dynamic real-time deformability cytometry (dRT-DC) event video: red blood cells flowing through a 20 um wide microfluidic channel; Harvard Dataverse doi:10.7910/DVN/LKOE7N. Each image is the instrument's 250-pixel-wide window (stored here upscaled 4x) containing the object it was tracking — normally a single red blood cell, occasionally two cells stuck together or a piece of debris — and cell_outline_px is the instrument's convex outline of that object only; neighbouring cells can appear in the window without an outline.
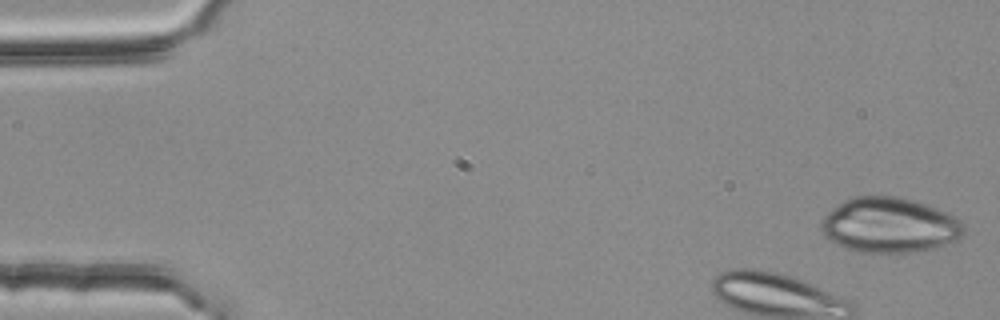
{"species": "common noctule bat (a hibernating species)", "species_latin": "Nyctalus noctula", "temperature_condition": "room temperature", "stored_images_in_passage": 45, "segment_of_instrument_passage": [1, 2], "camera_frame_rate_fps": 3000, "um_per_image_px": 0.085, "animal": {"sex": "female", "body_mass_g": 25.1}, "frame": {"image": 1, "passage_image": 1, "time_ms": 0.0, "image_size_px": [1000, 320], "cell_outline_px": [[964, 236], [956, 240], [936, 248], [908, 252], [856, 252], [844, 248], [836, 244], [824, 236], [820, 228], [820, 220], [832, 208], [844, 200], [852, 196], [900, 196], [916, 200], [936, 208], [960, 220], [964, 224]], "centroid_in_image_um": [75.58, 19.13], "position_along_channel_um": 9.4, "area_um2": 46.12}}